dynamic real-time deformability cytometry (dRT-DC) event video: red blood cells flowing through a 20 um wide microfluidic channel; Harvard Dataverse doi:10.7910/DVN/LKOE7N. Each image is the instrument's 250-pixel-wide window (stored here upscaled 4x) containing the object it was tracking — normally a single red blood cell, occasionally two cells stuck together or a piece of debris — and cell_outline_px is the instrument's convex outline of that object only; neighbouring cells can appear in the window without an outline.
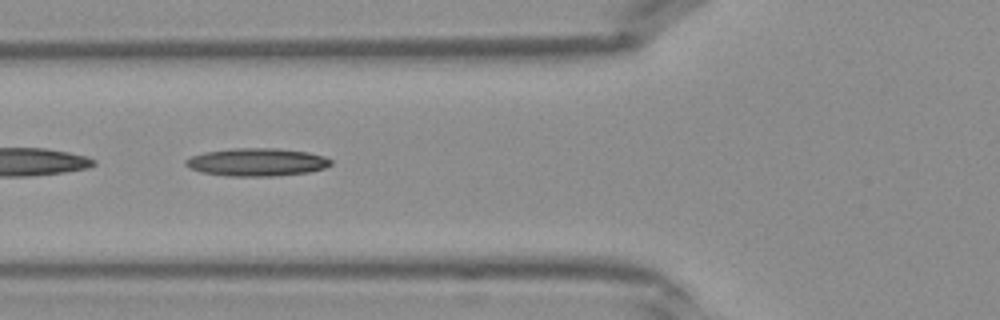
{"species": "Egyptian fruit bat (a non-hibernating species)", "species_latin": "Rousettus aegyptiacus", "temperature_condition": "warm", "stored_images_in_passage": 40, "camera_frame_rate_fps": 3000, "um_per_image_px": 0.085, "frame": {"image": 1, "passage_image": 15, "time_ms": 4.667, "image_size_px": [1000, 320], "cell_outline_px": [[332, 164], [324, 168], [308, 172], [276, 176], [228, 176], [200, 172], [188, 168], [184, 164], [184, 160], [192, 156], [204, 152], [232, 148], [276, 148], [308, 152], [324, 156], [332, 160]], "centroid_in_image_um": [21.81, 13.78], "position_along_channel_um": 104.0, "area_um2": 23.76}}
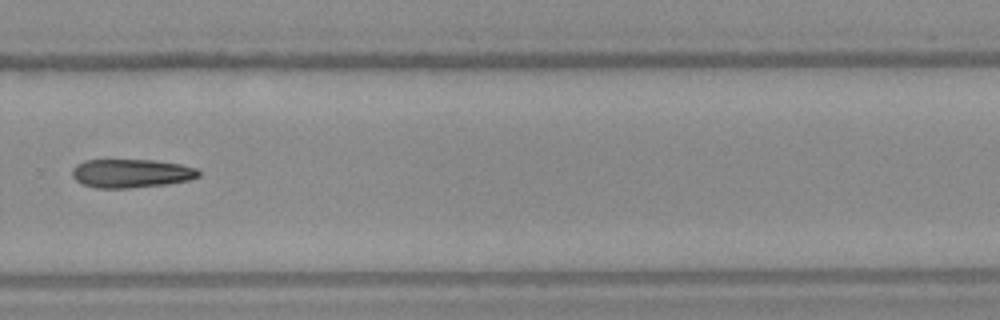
{"frame": {"image": 2, "passage_image": 28, "time_ms": 9.0, "image_size_px": [1000, 320], "cell_outline_px": [[200, 176], [188, 180], [168, 184], [128, 188], [96, 188], [84, 184], [76, 180], [72, 176], [72, 168], [76, 164], [84, 160], [152, 160], [180, 164], [196, 168], [200, 172]], "centroid_in_image_um": [11.14, 14.73], "position_along_channel_um": 318.7, "area_um2": 21.1}}
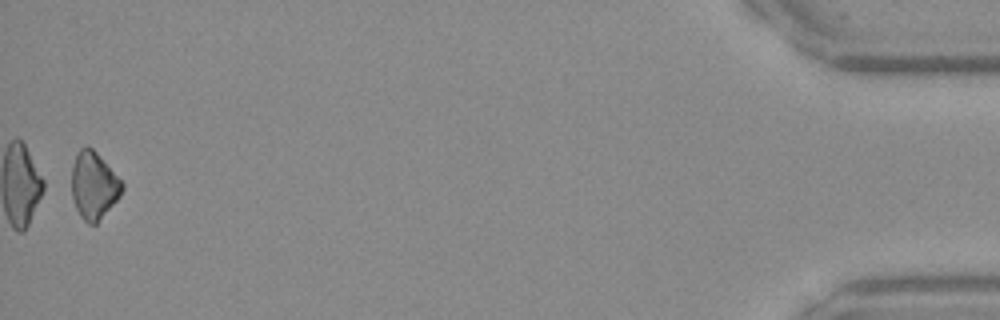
{"frame": {"image": 3, "passage_image": 40, "time_ms": 13.0, "image_size_px": [1000, 320], "cell_outline_px": [[124, 188], [120, 196], [96, 224], [88, 224], [80, 216], [76, 208], [72, 196], [72, 168], [76, 156], [80, 148], [92, 148], [96, 152], [124, 184]], "centroid_in_image_um": [7.97, 15.8], "position_along_channel_um": 427.2, "area_um2": 19.36}}